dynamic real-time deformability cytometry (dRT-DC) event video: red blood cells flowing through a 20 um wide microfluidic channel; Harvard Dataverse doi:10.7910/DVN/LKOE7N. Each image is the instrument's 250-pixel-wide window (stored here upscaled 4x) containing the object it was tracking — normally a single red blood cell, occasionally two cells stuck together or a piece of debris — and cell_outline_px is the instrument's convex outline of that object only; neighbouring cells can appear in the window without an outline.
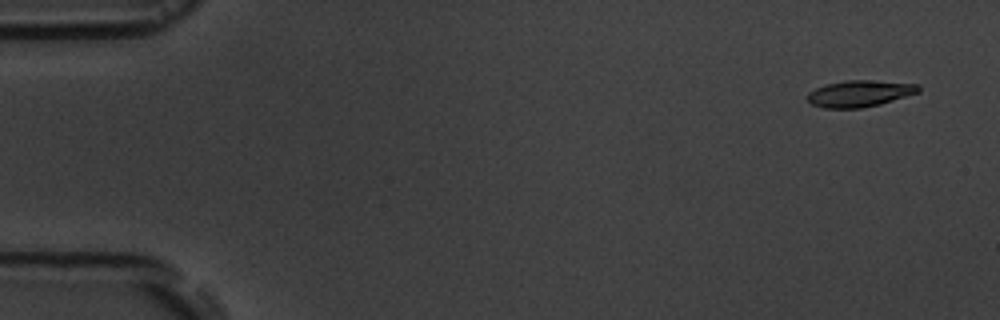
{"species": "common noctule bat (a hibernating species)", "species_latin": "Nyctalus noctula", "temperature_condition": "room temperature", "stored_images_in_passage": 6, "camera_frame_rate_fps": 3000, "um_per_image_px": 0.085, "animal": {"sex": "male", "body_mass_g": 19.5, "forearm_length_mm": 54.6}, "frame": {"image": 1, "passage_image": 1, "time_ms": 0.0, "image_size_px": [1000, 320], "cell_outline_px": [[920, 92], [880, 104], [860, 108], [824, 108], [812, 104], [804, 96], [808, 92], [816, 88], [828, 84], [848, 80], [868, 80], [920, 84]], "centroid_in_image_um": [73.07, 7.95], "position_along_channel_um": 11.9, "area_um2": 17.11}}
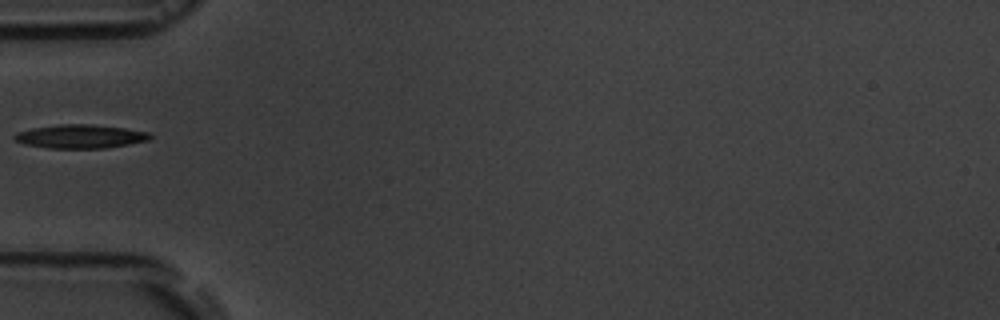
{"frame": {"image": 2, "passage_image": 5, "time_ms": 5.333, "image_size_px": [1000, 320], "cell_outline_px": [[152, 136], [148, 140], [128, 144], [104, 148], [48, 148], [28, 144], [16, 140], [12, 136], [16, 132], [32, 128], [60, 124], [92, 124], [124, 128], [148, 132]], "centroid_in_image_um": [6.82, 11.59], "position_along_channel_um": 78.2, "area_um2": 18.5}}
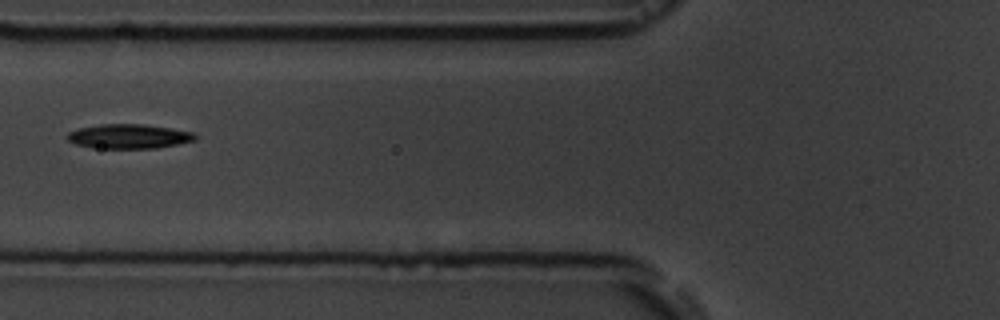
{"frame": {"image": 3, "passage_image": 6, "time_ms": 6.333, "image_size_px": [1000, 320], "cell_outline_px": [[196, 140], [156, 148], [92, 148], [76, 144], [68, 140], [68, 132], [80, 128], [100, 124], [144, 124], [172, 128], [192, 132], [196, 136]], "centroid_in_image_um": [10.95, 11.59], "position_along_channel_um": 114.8, "area_um2": 18.09}}